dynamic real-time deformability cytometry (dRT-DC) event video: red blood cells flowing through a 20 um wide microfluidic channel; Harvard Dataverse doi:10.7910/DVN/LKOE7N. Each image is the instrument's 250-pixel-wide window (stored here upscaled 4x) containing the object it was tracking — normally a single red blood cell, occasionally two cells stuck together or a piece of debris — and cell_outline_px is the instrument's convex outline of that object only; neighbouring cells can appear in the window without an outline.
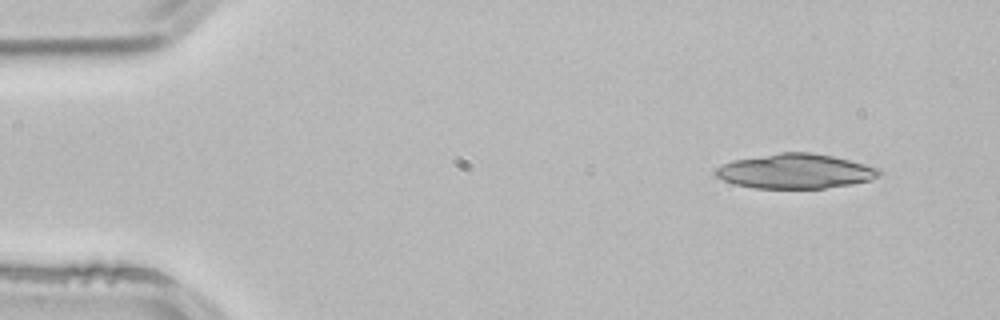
{"species": "common noctule bat (a hibernating species)", "species_latin": "Nyctalus noctula", "temperature_condition": "room temperature", "stored_images_in_passage": 3, "camera_frame_rate_fps": 3000, "um_per_image_px": 0.085, "animal": {"sex": "male", "body_mass_g": 21.5, "forearm_length_mm": 52.0}, "frame": {"image": 1, "passage_image": 1, "time_ms": 0.0, "image_size_px": [1000, 320], "cell_outline_px": [[880, 176], [872, 180], [852, 184], [824, 188], [756, 188], [736, 184], [724, 180], [716, 176], [712, 172], [716, 168], [732, 160], [780, 152], [812, 152], [832, 156], [880, 168]], "centroid_in_image_um": [67.61, 14.55], "position_along_channel_um": 17.4, "area_um2": 33.0}}